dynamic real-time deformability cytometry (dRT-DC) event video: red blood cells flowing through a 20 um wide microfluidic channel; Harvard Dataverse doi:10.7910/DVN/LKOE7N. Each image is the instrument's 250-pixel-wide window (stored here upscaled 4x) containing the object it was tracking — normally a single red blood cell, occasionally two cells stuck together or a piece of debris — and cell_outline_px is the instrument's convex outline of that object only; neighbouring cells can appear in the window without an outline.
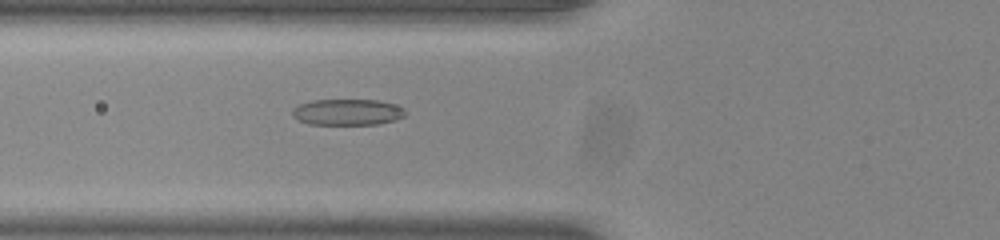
{"species": "common noctule bat (a hibernating species)", "species_latin": "Nyctalus noctula", "temperature_condition": "room temperature", "stored_images_in_passage": 39, "camera_frame_rate_fps": 3000, "um_per_image_px": 0.085, "animal": {"sex": "male", "body_mass_g": 20.0, "forearm_length_mm": 53.3}, "frame": {"image": 1, "passage_image": 6, "time_ms": 1.667, "image_size_px": [1000, 240], "cell_outline_px": [[408, 112], [404, 116], [396, 120], [380, 124], [308, 124], [292, 116], [292, 108], [300, 104], [312, 100], [380, 100], [404, 108]], "centroid_in_image_um": [29.55, 9.53], "position_along_channel_um": 96.2, "area_um2": 17.28}}
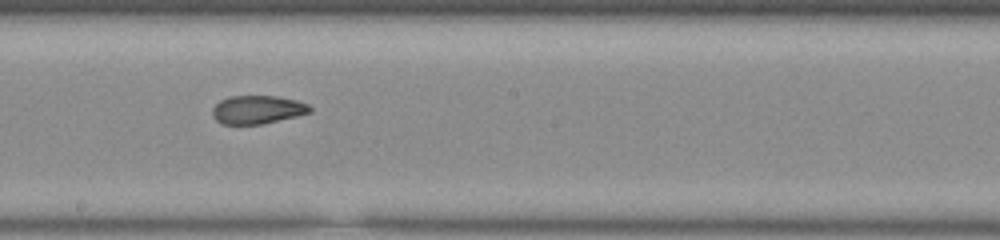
{"frame": {"image": 2, "passage_image": 16, "time_ms": 5.0, "image_size_px": [1000, 240], "cell_outline_px": [[312, 112], [296, 116], [260, 124], [220, 124], [212, 116], [212, 108], [220, 100], [228, 96], [280, 96], [296, 100], [308, 104], [312, 108]], "centroid_in_image_um": [21.87, 9.31], "position_along_channel_um": 226.3, "area_um2": 16.18}}
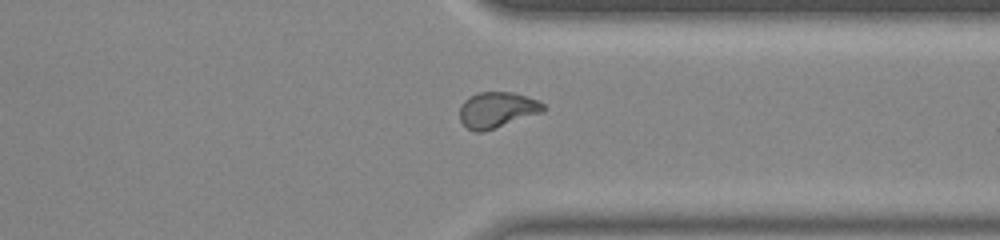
{"frame": {"image": 3, "passage_image": 27, "time_ms": 8.667, "image_size_px": [1000, 240], "cell_outline_px": [[544, 112], [484, 132], [476, 132], [468, 128], [460, 120], [460, 104], [468, 96], [480, 92], [512, 92], [540, 100], [544, 104]], "centroid_in_image_um": [42.26, 9.33], "position_along_channel_um": 369.1, "area_um2": 17.63}}